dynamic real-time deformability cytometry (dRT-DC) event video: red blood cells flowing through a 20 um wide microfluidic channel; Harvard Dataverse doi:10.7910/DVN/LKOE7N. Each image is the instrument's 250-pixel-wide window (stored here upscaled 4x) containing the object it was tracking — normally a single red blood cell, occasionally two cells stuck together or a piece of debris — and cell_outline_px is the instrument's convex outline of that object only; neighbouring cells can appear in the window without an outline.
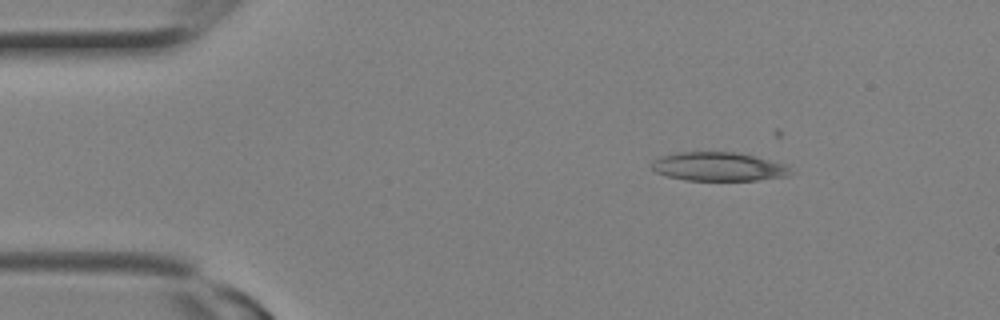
{"species": "Egyptian fruit bat (a non-hibernating species)", "species_latin": "Rousettus aegyptiacus", "temperature_condition": "room temperature", "stored_images_in_passage": 6, "camera_frame_rate_fps": 3000, "um_per_image_px": 0.085, "animal": {"sex": "female"}, "frame": {"image": 1, "passage_image": 1, "time_ms": 0.0, "image_size_px": [1000, 320], "cell_outline_px": [[792, 172], [788, 176], [756, 180], [684, 180], [668, 176], [656, 172], [652, 168], [652, 160], [660, 156], [676, 152], [736, 152], [756, 156], [784, 164]], "centroid_in_image_um": [61.04, 14.16], "position_along_channel_um": 24.0, "area_um2": 23.24}}
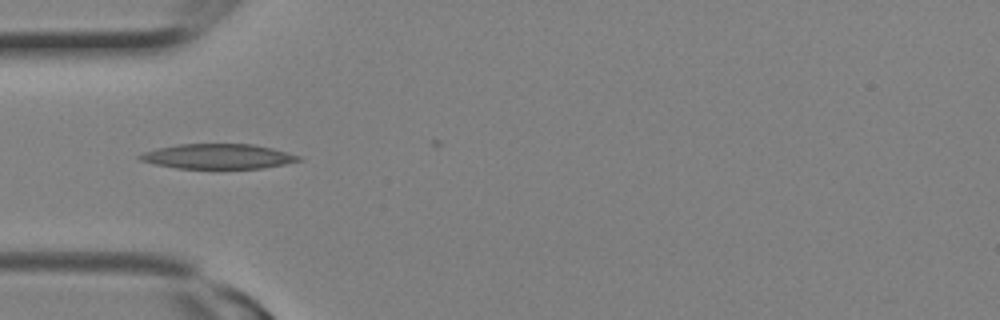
{"frame": {"image": 2, "passage_image": 5, "time_ms": 1.333, "image_size_px": [1000, 320], "cell_outline_px": [[304, 160], [264, 168], [176, 168], [156, 164], [140, 160], [136, 156], [144, 152], [176, 144], [252, 144], [272, 148], [300, 156]], "centroid_in_image_um": [18.55, 13.29], "position_along_channel_um": 66.5, "area_um2": 22.89}}